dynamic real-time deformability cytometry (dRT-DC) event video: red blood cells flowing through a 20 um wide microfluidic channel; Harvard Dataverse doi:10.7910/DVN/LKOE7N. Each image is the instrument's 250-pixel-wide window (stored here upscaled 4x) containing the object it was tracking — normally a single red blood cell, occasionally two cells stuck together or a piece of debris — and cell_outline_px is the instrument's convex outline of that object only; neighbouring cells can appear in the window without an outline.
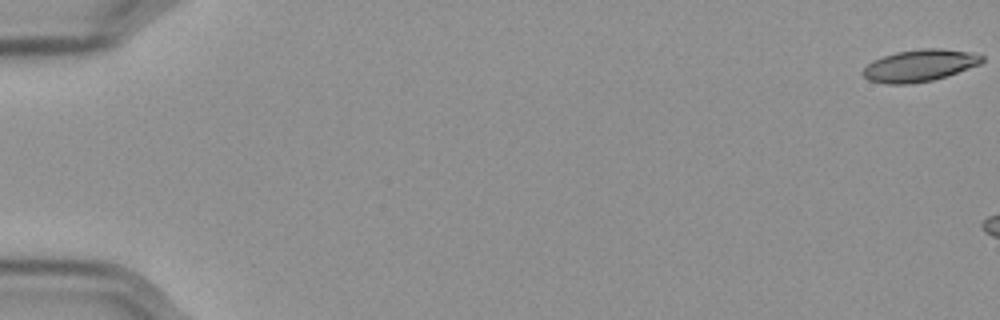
{"species": "Egyptian fruit bat (a non-hibernating species)", "species_latin": "Rousettus aegyptiacus", "temperature_condition": "cold", "stored_images_in_passage": 12, "camera_frame_rate_fps": 3000, "um_per_image_px": 0.085, "frame": {"image": 1, "passage_image": 1, "time_ms": 0.0, "image_size_px": [1000, 320], "cell_outline_px": [[984, 60], [980, 64], [932, 80], [908, 84], [884, 84], [868, 80], [860, 72], [872, 60], [896, 52], [920, 48], [940, 48], [968, 52], [984, 56]], "centroid_in_image_um": [78.11, 5.57], "position_along_channel_um": 6.9, "area_um2": 22.02}}